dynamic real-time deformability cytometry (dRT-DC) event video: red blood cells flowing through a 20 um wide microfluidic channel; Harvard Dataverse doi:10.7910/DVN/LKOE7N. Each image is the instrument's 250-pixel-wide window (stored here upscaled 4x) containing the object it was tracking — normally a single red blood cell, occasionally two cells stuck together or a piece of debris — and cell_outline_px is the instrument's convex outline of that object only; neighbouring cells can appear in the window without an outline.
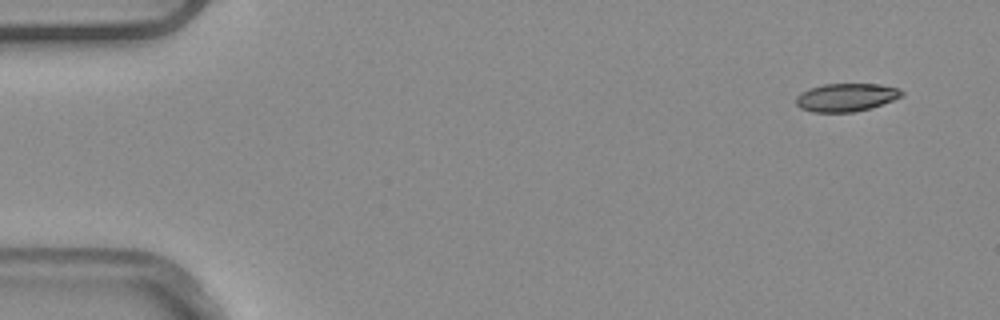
{"species": "common noctule bat (a hibernating species)", "species_latin": "Nyctalus noctula", "temperature_condition": "warm", "stored_images_in_passage": 6, "camera_frame_rate_fps": 3000, "um_per_image_px": 0.085, "animal": {"sex": "male", "body_mass_g": 20.4}, "frame": {"image": 1, "passage_image": 1, "time_ms": 0.0, "image_size_px": [1000, 320], "cell_outline_px": [[904, 96], [872, 108], [852, 112], [812, 112], [800, 108], [796, 104], [796, 96], [800, 92], [808, 88], [824, 84], [880, 84], [896, 88], [904, 92]], "centroid_in_image_um": [71.91, 8.28], "position_along_channel_um": 13.1, "area_um2": 17.46}}
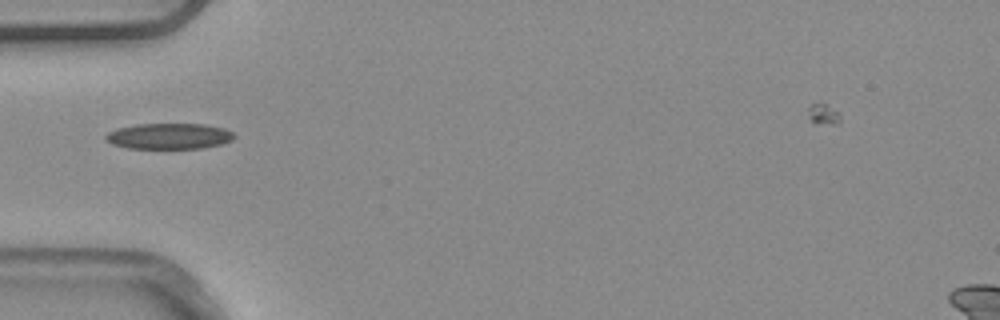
{"frame": {"image": 2, "passage_image": 5, "time_ms": 1.333, "image_size_px": [1000, 320], "cell_outline_px": [[236, 136], [232, 140], [220, 144], [200, 148], [128, 148], [112, 144], [104, 140], [104, 136], [108, 132], [116, 128], [136, 124], [204, 124], [224, 128], [232, 132]], "centroid_in_image_um": [14.33, 11.56], "position_along_channel_um": 70.7, "area_um2": 19.36}}